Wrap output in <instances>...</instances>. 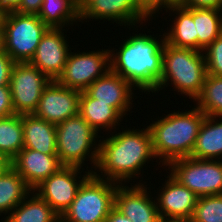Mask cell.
<instances>
[{
	"label": "cell",
	"instance_id": "60d3db41",
	"mask_svg": "<svg viewBox=\"0 0 222 222\" xmlns=\"http://www.w3.org/2000/svg\"><path fill=\"white\" fill-rule=\"evenodd\" d=\"M6 12L0 8V30H3V21L5 18Z\"/></svg>",
	"mask_w": 222,
	"mask_h": 222
},
{
	"label": "cell",
	"instance_id": "4fadbf2b",
	"mask_svg": "<svg viewBox=\"0 0 222 222\" xmlns=\"http://www.w3.org/2000/svg\"><path fill=\"white\" fill-rule=\"evenodd\" d=\"M81 91L60 85L51 80L44 88L33 115L58 125L79 113Z\"/></svg>",
	"mask_w": 222,
	"mask_h": 222
},
{
	"label": "cell",
	"instance_id": "ac0fdd59",
	"mask_svg": "<svg viewBox=\"0 0 222 222\" xmlns=\"http://www.w3.org/2000/svg\"><path fill=\"white\" fill-rule=\"evenodd\" d=\"M11 166L31 190L63 167L58 155H47L32 149H22L11 160Z\"/></svg>",
	"mask_w": 222,
	"mask_h": 222
},
{
	"label": "cell",
	"instance_id": "f35d334b",
	"mask_svg": "<svg viewBox=\"0 0 222 222\" xmlns=\"http://www.w3.org/2000/svg\"><path fill=\"white\" fill-rule=\"evenodd\" d=\"M161 222H193L192 218H167L161 219Z\"/></svg>",
	"mask_w": 222,
	"mask_h": 222
},
{
	"label": "cell",
	"instance_id": "b9f144b4",
	"mask_svg": "<svg viewBox=\"0 0 222 222\" xmlns=\"http://www.w3.org/2000/svg\"><path fill=\"white\" fill-rule=\"evenodd\" d=\"M139 1L146 8L153 0H139Z\"/></svg>",
	"mask_w": 222,
	"mask_h": 222
},
{
	"label": "cell",
	"instance_id": "8992f818",
	"mask_svg": "<svg viewBox=\"0 0 222 222\" xmlns=\"http://www.w3.org/2000/svg\"><path fill=\"white\" fill-rule=\"evenodd\" d=\"M97 136L98 132L79 113L56 125V147L60 163L82 168L84 161L90 158L95 169L99 153L96 138H100Z\"/></svg>",
	"mask_w": 222,
	"mask_h": 222
},
{
	"label": "cell",
	"instance_id": "f546056e",
	"mask_svg": "<svg viewBox=\"0 0 222 222\" xmlns=\"http://www.w3.org/2000/svg\"><path fill=\"white\" fill-rule=\"evenodd\" d=\"M203 51L207 74L222 76V34Z\"/></svg>",
	"mask_w": 222,
	"mask_h": 222
},
{
	"label": "cell",
	"instance_id": "836d02e7",
	"mask_svg": "<svg viewBox=\"0 0 222 222\" xmlns=\"http://www.w3.org/2000/svg\"><path fill=\"white\" fill-rule=\"evenodd\" d=\"M182 6L185 8H208L222 10V0H184Z\"/></svg>",
	"mask_w": 222,
	"mask_h": 222
},
{
	"label": "cell",
	"instance_id": "1f68e13d",
	"mask_svg": "<svg viewBox=\"0 0 222 222\" xmlns=\"http://www.w3.org/2000/svg\"><path fill=\"white\" fill-rule=\"evenodd\" d=\"M14 63L6 52L0 54V86L9 85L10 73Z\"/></svg>",
	"mask_w": 222,
	"mask_h": 222
},
{
	"label": "cell",
	"instance_id": "6da1fadb",
	"mask_svg": "<svg viewBox=\"0 0 222 222\" xmlns=\"http://www.w3.org/2000/svg\"><path fill=\"white\" fill-rule=\"evenodd\" d=\"M97 142L98 161L95 170L91 167V173L101 179L119 184L129 183L132 178L138 179L146 163L152 158L156 159L148 126L139 130H122L115 135L112 132L109 137L97 139ZM100 172L104 175L101 176Z\"/></svg>",
	"mask_w": 222,
	"mask_h": 222
},
{
	"label": "cell",
	"instance_id": "d590c367",
	"mask_svg": "<svg viewBox=\"0 0 222 222\" xmlns=\"http://www.w3.org/2000/svg\"><path fill=\"white\" fill-rule=\"evenodd\" d=\"M106 222H132L124 216L115 206L110 210Z\"/></svg>",
	"mask_w": 222,
	"mask_h": 222
},
{
	"label": "cell",
	"instance_id": "484cf974",
	"mask_svg": "<svg viewBox=\"0 0 222 222\" xmlns=\"http://www.w3.org/2000/svg\"><path fill=\"white\" fill-rule=\"evenodd\" d=\"M222 10L193 8V21L198 35V51H203L222 34Z\"/></svg>",
	"mask_w": 222,
	"mask_h": 222
},
{
	"label": "cell",
	"instance_id": "8d00e7d4",
	"mask_svg": "<svg viewBox=\"0 0 222 222\" xmlns=\"http://www.w3.org/2000/svg\"><path fill=\"white\" fill-rule=\"evenodd\" d=\"M21 2L22 0H0V8L6 13L14 12L19 8Z\"/></svg>",
	"mask_w": 222,
	"mask_h": 222
},
{
	"label": "cell",
	"instance_id": "52a82bcc",
	"mask_svg": "<svg viewBox=\"0 0 222 222\" xmlns=\"http://www.w3.org/2000/svg\"><path fill=\"white\" fill-rule=\"evenodd\" d=\"M48 29L37 15L6 13L3 21L5 52L15 63L30 62Z\"/></svg>",
	"mask_w": 222,
	"mask_h": 222
},
{
	"label": "cell",
	"instance_id": "9c48e42d",
	"mask_svg": "<svg viewBox=\"0 0 222 222\" xmlns=\"http://www.w3.org/2000/svg\"><path fill=\"white\" fill-rule=\"evenodd\" d=\"M50 79L29 62L14 63L9 87L15 114H33Z\"/></svg>",
	"mask_w": 222,
	"mask_h": 222
},
{
	"label": "cell",
	"instance_id": "d6a6232c",
	"mask_svg": "<svg viewBox=\"0 0 222 222\" xmlns=\"http://www.w3.org/2000/svg\"><path fill=\"white\" fill-rule=\"evenodd\" d=\"M183 3H184V0H153L146 7V10L149 16L153 19V16L155 17L156 13L158 14L159 10H161L162 8L167 9L172 6H182Z\"/></svg>",
	"mask_w": 222,
	"mask_h": 222
},
{
	"label": "cell",
	"instance_id": "4316f807",
	"mask_svg": "<svg viewBox=\"0 0 222 222\" xmlns=\"http://www.w3.org/2000/svg\"><path fill=\"white\" fill-rule=\"evenodd\" d=\"M22 115L0 118V153L10 161L23 149Z\"/></svg>",
	"mask_w": 222,
	"mask_h": 222
},
{
	"label": "cell",
	"instance_id": "e575fe53",
	"mask_svg": "<svg viewBox=\"0 0 222 222\" xmlns=\"http://www.w3.org/2000/svg\"><path fill=\"white\" fill-rule=\"evenodd\" d=\"M43 0H22L19 8L16 10L23 14H34L38 15Z\"/></svg>",
	"mask_w": 222,
	"mask_h": 222
},
{
	"label": "cell",
	"instance_id": "5bb4252c",
	"mask_svg": "<svg viewBox=\"0 0 222 222\" xmlns=\"http://www.w3.org/2000/svg\"><path fill=\"white\" fill-rule=\"evenodd\" d=\"M65 29L49 28L42 36L35 55L29 62L50 80H57L62 74L70 49L64 36Z\"/></svg>",
	"mask_w": 222,
	"mask_h": 222
},
{
	"label": "cell",
	"instance_id": "4dcf8cb0",
	"mask_svg": "<svg viewBox=\"0 0 222 222\" xmlns=\"http://www.w3.org/2000/svg\"><path fill=\"white\" fill-rule=\"evenodd\" d=\"M15 114L9 85L0 86V118Z\"/></svg>",
	"mask_w": 222,
	"mask_h": 222
},
{
	"label": "cell",
	"instance_id": "44dd1931",
	"mask_svg": "<svg viewBox=\"0 0 222 222\" xmlns=\"http://www.w3.org/2000/svg\"><path fill=\"white\" fill-rule=\"evenodd\" d=\"M164 10L166 13L168 10L176 13L174 23L171 24L169 31L165 32V42L177 48L198 50V35L193 21V8L172 6Z\"/></svg>",
	"mask_w": 222,
	"mask_h": 222
},
{
	"label": "cell",
	"instance_id": "d6986e66",
	"mask_svg": "<svg viewBox=\"0 0 222 222\" xmlns=\"http://www.w3.org/2000/svg\"><path fill=\"white\" fill-rule=\"evenodd\" d=\"M23 149H32L47 155H57L56 125L33 114H22Z\"/></svg>",
	"mask_w": 222,
	"mask_h": 222
},
{
	"label": "cell",
	"instance_id": "7402d4cb",
	"mask_svg": "<svg viewBox=\"0 0 222 222\" xmlns=\"http://www.w3.org/2000/svg\"><path fill=\"white\" fill-rule=\"evenodd\" d=\"M219 118V120H218ZM221 118V119H220ZM222 117L206 116L190 157L220 160L222 158ZM221 157V158H220Z\"/></svg>",
	"mask_w": 222,
	"mask_h": 222
},
{
	"label": "cell",
	"instance_id": "5b68a950",
	"mask_svg": "<svg viewBox=\"0 0 222 222\" xmlns=\"http://www.w3.org/2000/svg\"><path fill=\"white\" fill-rule=\"evenodd\" d=\"M118 185L91 173L78 188L75 199L60 217V222H106L115 206Z\"/></svg>",
	"mask_w": 222,
	"mask_h": 222
},
{
	"label": "cell",
	"instance_id": "277c9868",
	"mask_svg": "<svg viewBox=\"0 0 222 222\" xmlns=\"http://www.w3.org/2000/svg\"><path fill=\"white\" fill-rule=\"evenodd\" d=\"M207 75L203 51L163 45L162 77L155 93L171 84L174 91L195 100ZM171 82V83H169Z\"/></svg>",
	"mask_w": 222,
	"mask_h": 222
},
{
	"label": "cell",
	"instance_id": "2e32d148",
	"mask_svg": "<svg viewBox=\"0 0 222 222\" xmlns=\"http://www.w3.org/2000/svg\"><path fill=\"white\" fill-rule=\"evenodd\" d=\"M133 89L135 88L128 81L110 69L85 91L99 102L108 103L122 117H125L132 108Z\"/></svg>",
	"mask_w": 222,
	"mask_h": 222
},
{
	"label": "cell",
	"instance_id": "ba28073f",
	"mask_svg": "<svg viewBox=\"0 0 222 222\" xmlns=\"http://www.w3.org/2000/svg\"><path fill=\"white\" fill-rule=\"evenodd\" d=\"M169 169L177 181L198 197L222 194V160L180 158L172 161Z\"/></svg>",
	"mask_w": 222,
	"mask_h": 222
},
{
	"label": "cell",
	"instance_id": "8fae6325",
	"mask_svg": "<svg viewBox=\"0 0 222 222\" xmlns=\"http://www.w3.org/2000/svg\"><path fill=\"white\" fill-rule=\"evenodd\" d=\"M79 14L80 22L84 19L86 22L87 19H100L104 22L112 20L120 26L128 25L132 28L138 27L139 23L142 25L145 20H151L139 0H79Z\"/></svg>",
	"mask_w": 222,
	"mask_h": 222
},
{
	"label": "cell",
	"instance_id": "7c38bea8",
	"mask_svg": "<svg viewBox=\"0 0 222 222\" xmlns=\"http://www.w3.org/2000/svg\"><path fill=\"white\" fill-rule=\"evenodd\" d=\"M80 169L84 170V168L75 166H63L33 190L60 217L75 199L80 185L91 174L89 169L88 172L85 171V175L80 177L78 175L83 171Z\"/></svg>",
	"mask_w": 222,
	"mask_h": 222
},
{
	"label": "cell",
	"instance_id": "30bf717a",
	"mask_svg": "<svg viewBox=\"0 0 222 222\" xmlns=\"http://www.w3.org/2000/svg\"><path fill=\"white\" fill-rule=\"evenodd\" d=\"M110 70V50L71 52L62 74L56 80L60 85L85 91L96 79Z\"/></svg>",
	"mask_w": 222,
	"mask_h": 222
},
{
	"label": "cell",
	"instance_id": "83f0119b",
	"mask_svg": "<svg viewBox=\"0 0 222 222\" xmlns=\"http://www.w3.org/2000/svg\"><path fill=\"white\" fill-rule=\"evenodd\" d=\"M196 106L206 116L222 117V76L207 74Z\"/></svg>",
	"mask_w": 222,
	"mask_h": 222
},
{
	"label": "cell",
	"instance_id": "f1b7e54d",
	"mask_svg": "<svg viewBox=\"0 0 222 222\" xmlns=\"http://www.w3.org/2000/svg\"><path fill=\"white\" fill-rule=\"evenodd\" d=\"M191 218L193 222H222V194L199 197Z\"/></svg>",
	"mask_w": 222,
	"mask_h": 222
},
{
	"label": "cell",
	"instance_id": "e0dca14e",
	"mask_svg": "<svg viewBox=\"0 0 222 222\" xmlns=\"http://www.w3.org/2000/svg\"><path fill=\"white\" fill-rule=\"evenodd\" d=\"M167 178L164 186L158 190V197H155L161 219L191 218L199 197L171 174Z\"/></svg>",
	"mask_w": 222,
	"mask_h": 222
},
{
	"label": "cell",
	"instance_id": "7a4b0ae2",
	"mask_svg": "<svg viewBox=\"0 0 222 222\" xmlns=\"http://www.w3.org/2000/svg\"><path fill=\"white\" fill-rule=\"evenodd\" d=\"M135 34L124 40L119 51L110 49V69L142 92L153 93L162 77L165 34ZM118 51V52H117Z\"/></svg>",
	"mask_w": 222,
	"mask_h": 222
},
{
	"label": "cell",
	"instance_id": "cb8c5ba5",
	"mask_svg": "<svg viewBox=\"0 0 222 222\" xmlns=\"http://www.w3.org/2000/svg\"><path fill=\"white\" fill-rule=\"evenodd\" d=\"M37 16L49 28L63 29L80 22L79 0H43Z\"/></svg>",
	"mask_w": 222,
	"mask_h": 222
},
{
	"label": "cell",
	"instance_id": "ab89813d",
	"mask_svg": "<svg viewBox=\"0 0 222 222\" xmlns=\"http://www.w3.org/2000/svg\"><path fill=\"white\" fill-rule=\"evenodd\" d=\"M5 53L4 31L0 30V54Z\"/></svg>",
	"mask_w": 222,
	"mask_h": 222
},
{
	"label": "cell",
	"instance_id": "d4e9b609",
	"mask_svg": "<svg viewBox=\"0 0 222 222\" xmlns=\"http://www.w3.org/2000/svg\"><path fill=\"white\" fill-rule=\"evenodd\" d=\"M32 190L11 166L0 176V216L9 214Z\"/></svg>",
	"mask_w": 222,
	"mask_h": 222
},
{
	"label": "cell",
	"instance_id": "603a6c76",
	"mask_svg": "<svg viewBox=\"0 0 222 222\" xmlns=\"http://www.w3.org/2000/svg\"><path fill=\"white\" fill-rule=\"evenodd\" d=\"M4 219L3 222H60V216L33 190Z\"/></svg>",
	"mask_w": 222,
	"mask_h": 222
},
{
	"label": "cell",
	"instance_id": "ffe728a7",
	"mask_svg": "<svg viewBox=\"0 0 222 222\" xmlns=\"http://www.w3.org/2000/svg\"><path fill=\"white\" fill-rule=\"evenodd\" d=\"M79 114L98 133L103 128L105 131H112L124 119L108 103L99 102L98 99L92 98L86 91H81L80 94Z\"/></svg>",
	"mask_w": 222,
	"mask_h": 222
},
{
	"label": "cell",
	"instance_id": "74e56055",
	"mask_svg": "<svg viewBox=\"0 0 222 222\" xmlns=\"http://www.w3.org/2000/svg\"><path fill=\"white\" fill-rule=\"evenodd\" d=\"M11 167V161L0 153V176Z\"/></svg>",
	"mask_w": 222,
	"mask_h": 222
},
{
	"label": "cell",
	"instance_id": "9a60e30c",
	"mask_svg": "<svg viewBox=\"0 0 222 222\" xmlns=\"http://www.w3.org/2000/svg\"><path fill=\"white\" fill-rule=\"evenodd\" d=\"M119 184L115 192V207L132 222H161L157 203L143 183ZM151 199V200H150Z\"/></svg>",
	"mask_w": 222,
	"mask_h": 222
},
{
	"label": "cell",
	"instance_id": "3957f363",
	"mask_svg": "<svg viewBox=\"0 0 222 222\" xmlns=\"http://www.w3.org/2000/svg\"><path fill=\"white\" fill-rule=\"evenodd\" d=\"M206 115L194 106L189 111L172 112L148 126L156 158L166 167L174 160L191 156Z\"/></svg>",
	"mask_w": 222,
	"mask_h": 222
}]
</instances>
